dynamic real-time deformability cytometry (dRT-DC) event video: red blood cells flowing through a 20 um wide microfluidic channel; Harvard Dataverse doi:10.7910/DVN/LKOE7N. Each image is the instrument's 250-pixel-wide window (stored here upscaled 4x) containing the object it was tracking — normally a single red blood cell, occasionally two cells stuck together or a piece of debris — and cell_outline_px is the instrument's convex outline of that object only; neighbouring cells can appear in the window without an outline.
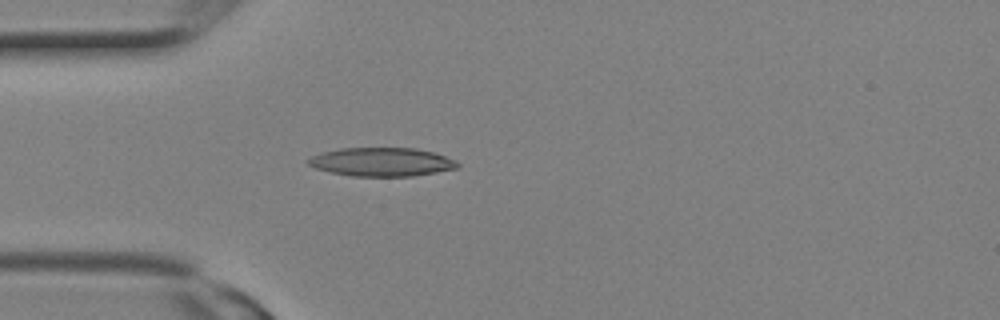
{"species": "Egyptian fruit bat (a non-hibernating species)", "species_latin": "Rousettus aegyptiacus", "temperature_condition": "room temperature", "stored_images_in_passage": 6, "camera_frame_rate_fps": 3000, "um_per_image_px": 0.085, "animal": {"sex": "female"}, "frame": {"image": 1, "passage_image": 4, "time_ms": 1.0, "image_size_px": [1000, 320], "cell_outline_px": [[460, 164], [456, 168], [436, 172], [412, 176], [352, 176], [332, 172], [316, 168], [308, 164], [304, 160], [312, 156], [324, 152], [340, 148], [416, 148], [432, 152], [456, 160]], "centroid_in_image_um": [32.43, 13.76], "position_along_channel_um": 52.6, "area_um2": 24.74}}
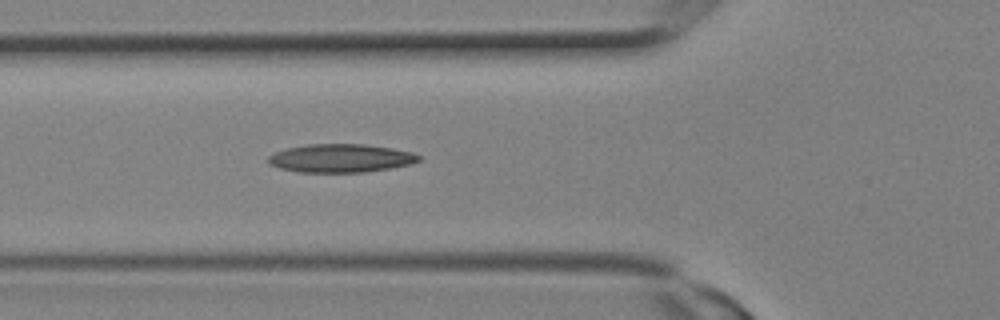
{"frame": {"image": 2, "passage_image": 6, "time_ms": 1.667, "image_size_px": [1000, 320], "cell_outline_px": [[420, 160], [408, 164], [388, 168], [364, 172], [296, 172], [280, 168], [268, 164], [268, 156], [276, 152], [288, 148], [308, 144], [364, 144], [392, 148], [412, 152], [420, 156]], "centroid_in_image_um": [28.93, 13.44], "position_along_channel_um": 96.9, "area_um2": 24.68}}